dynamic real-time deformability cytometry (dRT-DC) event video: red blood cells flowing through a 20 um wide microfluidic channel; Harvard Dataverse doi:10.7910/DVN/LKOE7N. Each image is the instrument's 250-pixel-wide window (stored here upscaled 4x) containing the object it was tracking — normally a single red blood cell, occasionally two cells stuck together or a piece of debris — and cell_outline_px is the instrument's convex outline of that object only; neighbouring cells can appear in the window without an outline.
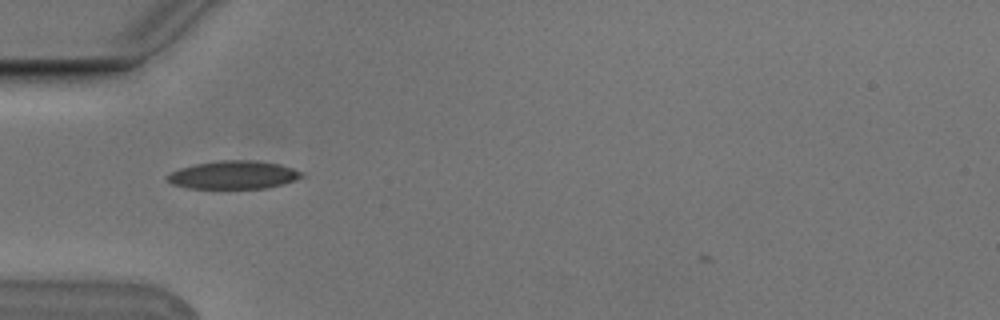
{"species": "Egyptian fruit bat (a non-hibernating species)", "species_latin": "Rousettus aegyptiacus", "temperature_condition": "cold", "stored_images_in_passage": 3, "camera_frame_rate_fps": 3000, "um_per_image_px": 0.085, "animal": {"sex": "male"}, "frame": {"image": 1, "passage_image": 1, "time_ms": 0.0, "image_size_px": [1000, 320], "cell_outline_px": [[304, 176], [280, 184], [264, 188], [188, 188], [172, 184], [164, 180], [164, 176], [180, 168], [196, 164], [220, 160], [256, 160], [280, 164], [304, 172]], "centroid_in_image_um": [19.8, 14.86], "position_along_channel_um": 65.2, "area_um2": 21.96}}